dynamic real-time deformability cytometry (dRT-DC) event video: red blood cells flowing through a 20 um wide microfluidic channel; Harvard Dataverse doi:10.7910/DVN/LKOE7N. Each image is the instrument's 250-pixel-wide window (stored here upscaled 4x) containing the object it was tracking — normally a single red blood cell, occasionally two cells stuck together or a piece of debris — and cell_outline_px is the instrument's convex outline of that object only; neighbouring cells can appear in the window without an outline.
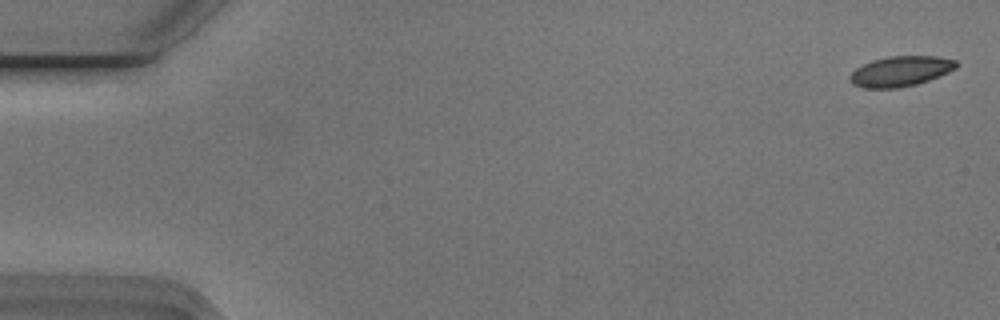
{"species": "Egyptian fruit bat (a non-hibernating species)", "species_latin": "Rousettus aegyptiacus", "temperature_condition": "cold", "stored_images_in_passage": 52, "camera_frame_rate_fps": 3000, "um_per_image_px": 0.085, "animal": {"sex": "male"}, "frame": {"image": 1, "passage_image": 2, "time_ms": 0.333, "image_size_px": [1000, 320], "cell_outline_px": [[960, 64], [956, 68], [940, 76], [916, 84], [900, 88], [864, 88], [852, 84], [848, 80], [848, 76], [856, 68], [872, 60], [888, 56], [936, 56], [956, 60]], "centroid_in_image_um": [76.54, 6.06], "position_along_channel_um": 8.5, "area_um2": 18.9}}
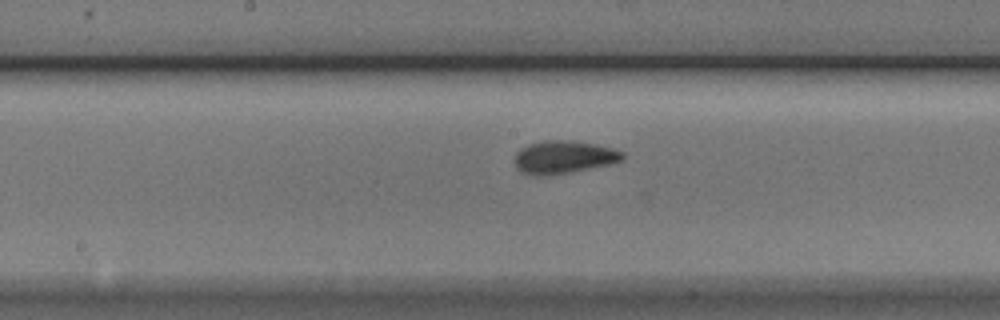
{"frame": {"image": 2, "passage_image": 29, "time_ms": 9.333, "image_size_px": [1000, 320], "cell_outline_px": [[624, 160], [612, 164], [568, 172], [544, 176], [532, 176], [520, 172], [516, 168], [516, 152], [520, 148], [528, 144], [544, 140], [572, 140], [596, 144], [612, 148], [624, 152]], "centroid_in_image_um": [47.92, 13.35], "position_along_channel_um": 200.3, "area_um2": 20.87}}
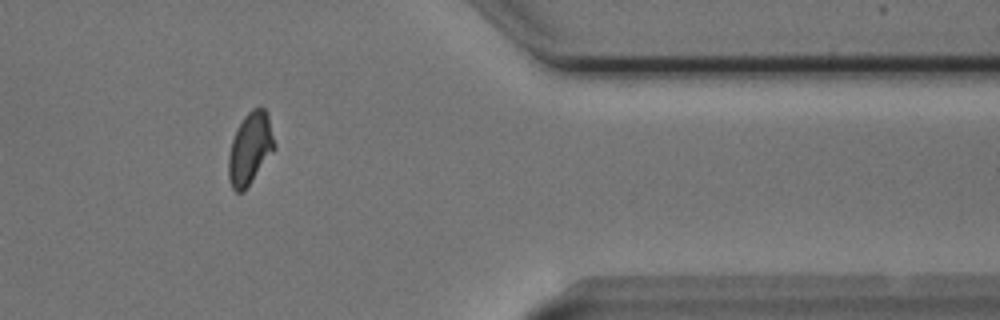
{"frame": {"image": 3, "passage_image": 46, "time_ms": 15.0, "image_size_px": [1000, 320], "cell_outline_px": [[276, 148], [244, 192], [236, 192], [232, 188], [228, 180], [228, 156], [232, 140], [244, 116], [252, 108], [264, 108], [268, 112], [276, 144]], "centroid_in_image_um": [21.27, 12.64], "position_along_channel_um": 390.1, "area_um2": 19.42}}